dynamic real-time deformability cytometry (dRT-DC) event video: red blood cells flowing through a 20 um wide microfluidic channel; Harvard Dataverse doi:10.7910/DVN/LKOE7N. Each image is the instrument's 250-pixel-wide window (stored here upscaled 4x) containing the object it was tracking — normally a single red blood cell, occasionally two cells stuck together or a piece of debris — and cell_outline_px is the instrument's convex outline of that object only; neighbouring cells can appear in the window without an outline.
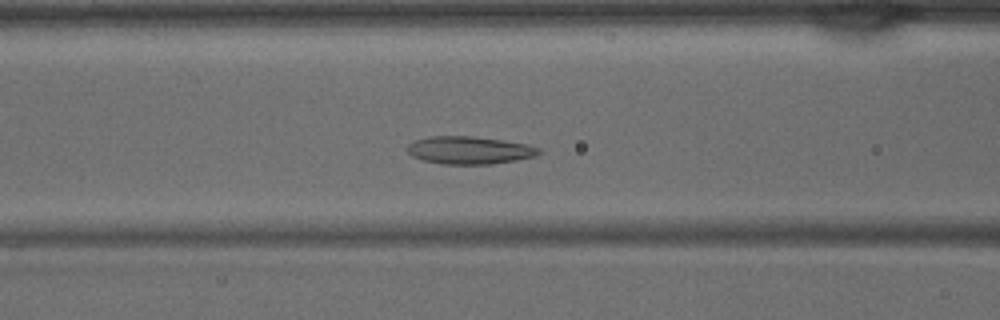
{"species": "common noctule bat (a hibernating species)", "species_latin": "Nyctalus noctula", "temperature_condition": "warm", "stored_images_in_passage": 41, "camera_frame_rate_fps": 3000, "um_per_image_px": 0.085, "animal": {"sex": "male", "body_mass_g": 15.6}, "frame": {"image": 1, "passage_image": 16, "time_ms": 5.0, "image_size_px": [1000, 320], "cell_outline_px": [[544, 152], [536, 156], [516, 160], [492, 164], [440, 164], [424, 160], [412, 156], [408, 152], [408, 144], [416, 140], [428, 136], [472, 136], [528, 144], [540, 148]], "centroid_in_image_um": [39.93, 12.77], "position_along_channel_um": 126.7, "area_um2": 21.27}}
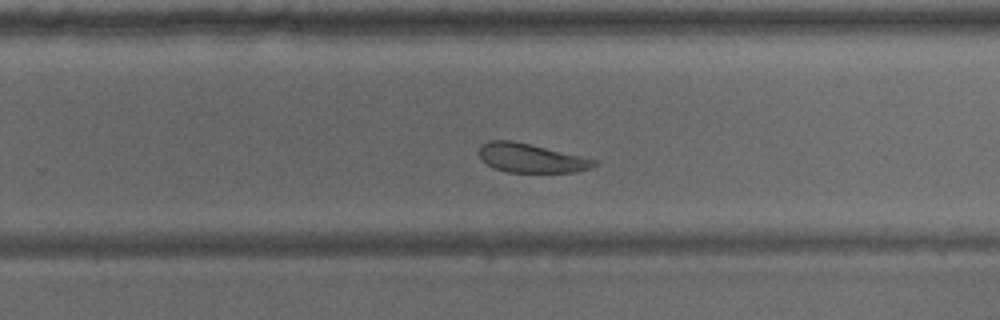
{"frame": {"image": 2, "passage_image": 26, "time_ms": 8.333, "image_size_px": [1000, 320], "cell_outline_px": [[596, 164], [588, 168], [576, 172], [508, 172], [492, 168], [480, 160], [480, 144], [488, 140], [512, 140], [580, 156], [596, 160]], "centroid_in_image_um": [45.05, 13.43], "position_along_channel_um": 284.8, "area_um2": 19.25}}
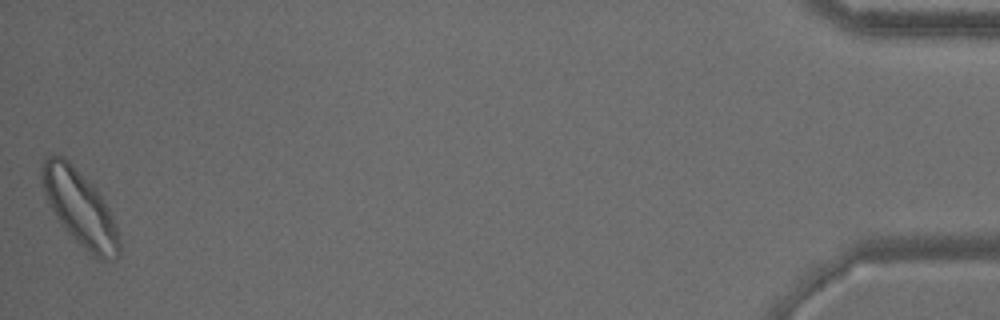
{"frame": {"image": 3, "passage_image": 41, "time_ms": 13.333, "image_size_px": [1000, 320], "cell_outline_px": [[120, 256], [116, 260], [96, 260], [64, 228], [56, 216], [44, 192], [40, 176], [40, 168], [44, 160], [48, 156], [64, 156], [96, 188], [108, 208], [116, 228], [120, 240]], "centroid_in_image_um": [6.8, 17.7], "position_along_channel_um": 428.4, "area_um2": 33.64}}